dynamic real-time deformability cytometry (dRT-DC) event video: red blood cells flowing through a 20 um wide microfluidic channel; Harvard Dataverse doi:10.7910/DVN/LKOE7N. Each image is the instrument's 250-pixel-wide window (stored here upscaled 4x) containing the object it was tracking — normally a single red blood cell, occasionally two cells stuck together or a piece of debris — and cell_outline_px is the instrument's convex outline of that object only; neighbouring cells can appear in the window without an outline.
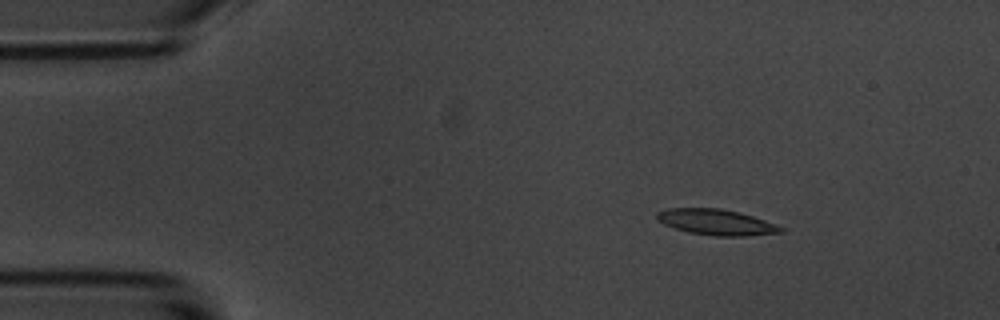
{"species": "common noctule bat (a hibernating species)", "species_latin": "Nyctalus noctula", "temperature_condition": "room temperature", "stored_images_in_passage": 49, "camera_frame_rate_fps": 3000, "um_per_image_px": 0.085, "animal": {"sex": "male", "body_mass_g": 20.1, "forearm_length_mm": 53.5}, "frame": {"image": 1, "passage_image": 1, "time_ms": 0.0, "image_size_px": [1000, 320], "cell_outline_px": [[784, 232], [744, 236], [716, 236], [688, 232], [664, 224], [656, 220], [656, 212], [668, 208], [720, 208], [740, 212], [776, 224], [784, 228]], "centroid_in_image_um": [60.87, 18.88], "position_along_channel_um": 24.1, "area_um2": 18.61}}
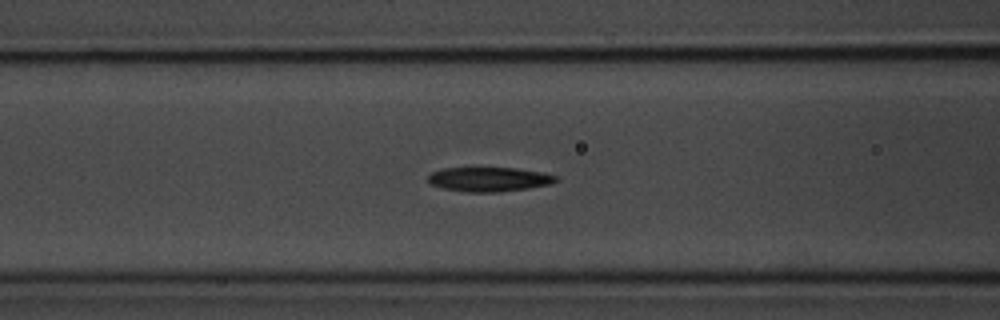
{"frame": {"image": 2, "passage_image": 15, "time_ms": 4.667, "image_size_px": [1000, 320], "cell_outline_px": [[560, 180], [552, 184], [528, 188], [500, 192], [468, 192], [444, 188], [432, 184], [428, 180], [428, 176], [432, 172], [444, 168], [516, 168], [544, 172], [556, 176]], "centroid_in_image_um": [41.63, 15.24], "position_along_channel_um": 125.0, "area_um2": 18.15}}
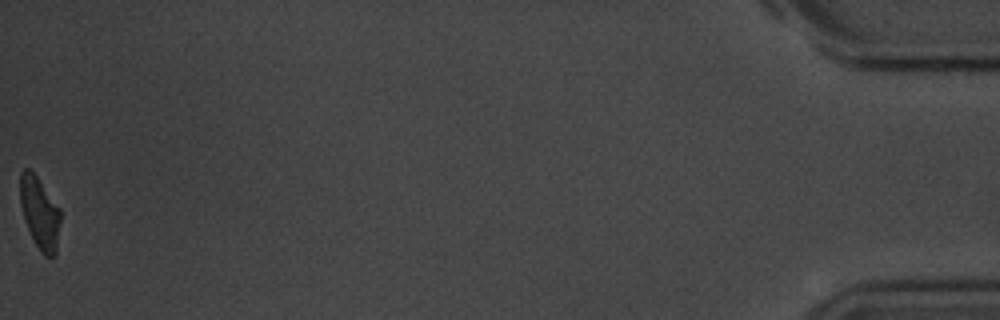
{"frame": {"image": 3, "passage_image": 49, "time_ms": 16.0, "image_size_px": [1000, 320], "cell_outline_px": [[60, 220], [56, 256], [44, 256], [40, 252], [24, 220], [20, 204], [20, 172], [24, 168], [28, 168], [36, 176], [60, 208]], "centroid_in_image_um": [3.37, 18.11], "position_along_channel_um": 431.8, "area_um2": 16.82}, "authors_computed_cell_mechanics": {"area_um2": 18.4382, "velocity_mm_per_s": 3.591, "shape_relaxation_time_tau1_ms": 5.1203, "shape_relaxation_time_tau2_ms": 7.3389, "deformation_change_tau1": 0.1599, "deformation_change_tau2": 0.1572}}